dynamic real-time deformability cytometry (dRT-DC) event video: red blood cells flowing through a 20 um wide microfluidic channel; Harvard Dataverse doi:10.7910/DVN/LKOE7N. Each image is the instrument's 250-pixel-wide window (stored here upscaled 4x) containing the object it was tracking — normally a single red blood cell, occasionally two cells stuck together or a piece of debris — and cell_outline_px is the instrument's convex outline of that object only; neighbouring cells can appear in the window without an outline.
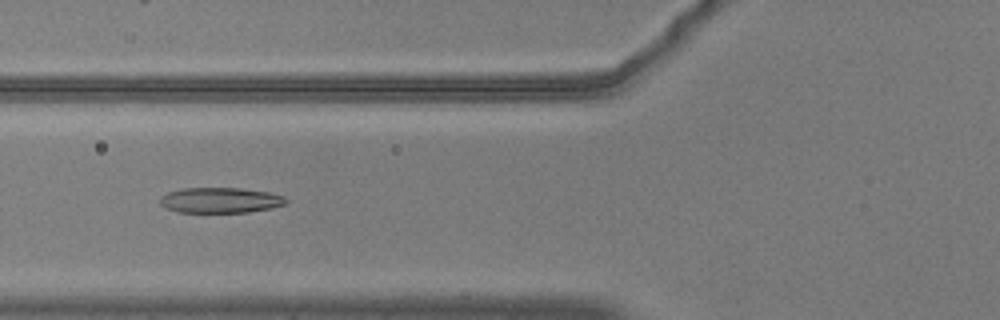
{"species": "common noctule bat (a hibernating species)", "species_latin": "Nyctalus noctula", "temperature_condition": "warm", "stored_images_in_passage": 55, "camera_frame_rate_fps": 3000, "um_per_image_px": 0.085, "animal": {"sex": "male", "body_mass_g": 20.5, "forearm_length_mm": 52.5}, "frame": {"image": 1, "passage_image": 22, "time_ms": 7.0, "image_size_px": [1000, 320], "cell_outline_px": [[288, 204], [272, 208], [248, 212], [180, 212], [168, 208], [160, 204], [160, 196], [168, 192], [184, 188], [240, 188], [268, 192], [284, 196], [288, 200]], "centroid_in_image_um": [18.77, 17.01], "position_along_channel_um": 107.0, "area_um2": 18.67}}
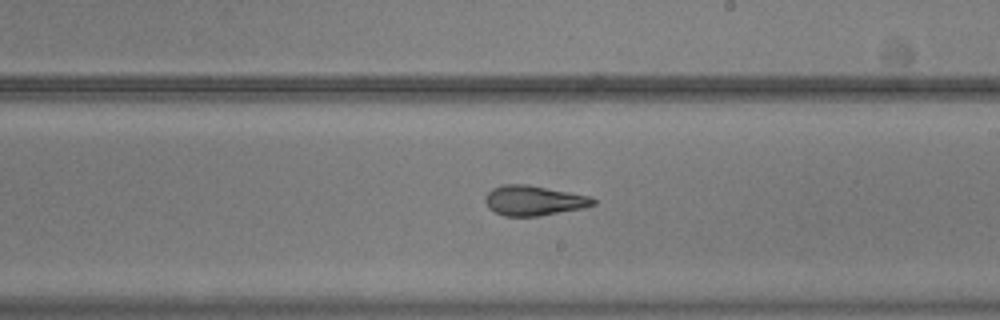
{"frame": {"image": 2, "passage_image": 33, "time_ms": 10.667, "image_size_px": [1000, 320], "cell_outline_px": [[596, 204], [584, 208], [540, 216], [504, 216], [488, 208], [484, 200], [484, 196], [492, 188], [504, 184], [528, 184], [588, 196], [596, 200]], "centroid_in_image_um": [45.34, 17.05], "position_along_channel_um": 243.7, "area_um2": 18.9}}
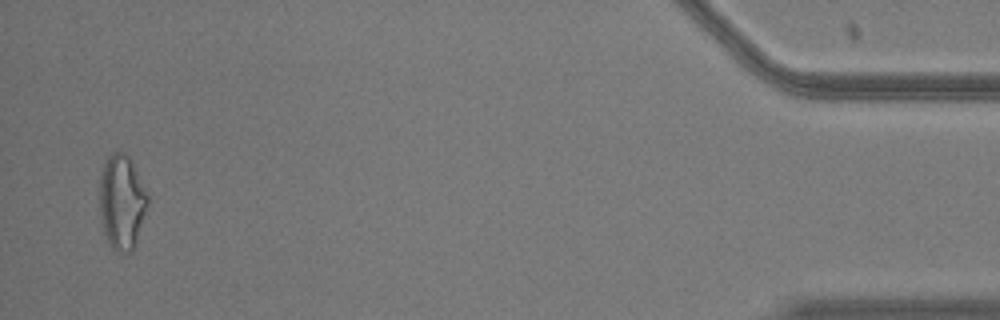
{"frame": {"image": 3, "passage_image": 54, "time_ms": 17.667, "image_size_px": [1000, 320], "cell_outline_px": [[148, 204], [136, 244], [132, 252], [116, 252], [112, 248], [104, 232], [100, 212], [100, 172], [104, 160], [112, 152], [124, 152], [132, 160], [148, 196]], "centroid_in_image_um": [10.35, 17.15], "position_along_channel_um": 424.8, "area_um2": 26.65}, "authors_computed_cell_mechanics": {"area_um2": 20.3456, "velocity_mm_per_s": 3.7092, "shape_relaxation_time_tau1_ms": 7.2355, "shape_relaxation_time_tau2_ms": 2.5707, "deformation_change_tau1": 0.21, "deformation_change_tau2": 0.1208}}